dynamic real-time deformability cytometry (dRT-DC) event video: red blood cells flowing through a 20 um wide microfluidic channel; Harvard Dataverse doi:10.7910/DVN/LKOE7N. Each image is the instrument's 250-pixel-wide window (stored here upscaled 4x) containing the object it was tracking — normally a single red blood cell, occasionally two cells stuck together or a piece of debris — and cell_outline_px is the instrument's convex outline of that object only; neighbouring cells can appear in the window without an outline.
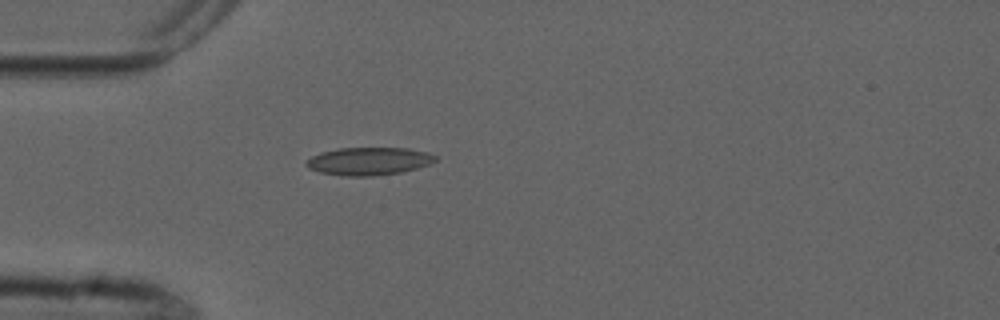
{"species": "common noctule bat (a hibernating species)", "species_latin": "Nyctalus noctula", "temperature_condition": "cold", "stored_images_in_passage": 4, "camera_frame_rate_fps": 3000, "um_per_image_px": 0.085, "animal": {"sex": "male", "forearm_length_mm": 52.5}, "frame": {"image": 1, "passage_image": 4, "time_ms": 4.667, "image_size_px": [1000, 320], "cell_outline_px": [[436, 160], [428, 164], [416, 168], [400, 172], [372, 176], [348, 176], [320, 172], [308, 168], [304, 164], [304, 160], [320, 152], [340, 148], [408, 148], [428, 152], [436, 156]], "centroid_in_image_um": [31.3, 13.69], "position_along_channel_um": 53.7, "area_um2": 20.87}}